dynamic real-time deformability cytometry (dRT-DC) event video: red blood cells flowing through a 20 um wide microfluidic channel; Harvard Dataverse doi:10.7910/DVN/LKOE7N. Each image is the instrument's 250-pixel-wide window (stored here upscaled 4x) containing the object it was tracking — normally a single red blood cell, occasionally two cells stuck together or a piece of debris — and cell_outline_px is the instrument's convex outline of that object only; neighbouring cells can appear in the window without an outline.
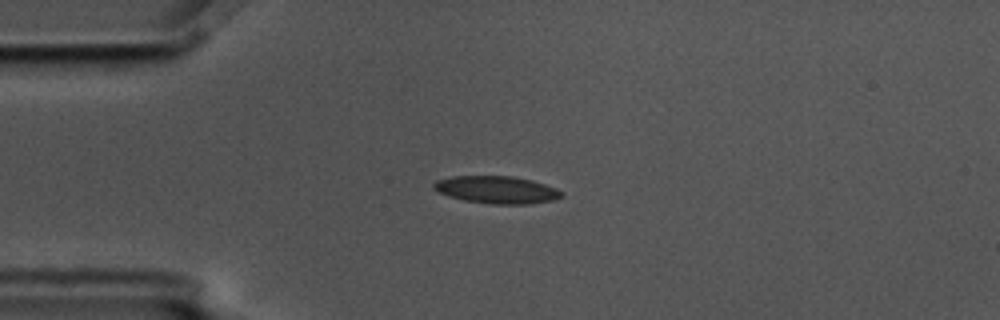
{"species": "common noctule bat (a hibernating species)", "species_latin": "Nyctalus noctula", "temperature_condition": "cold", "stored_images_in_passage": 12, "camera_frame_rate_fps": 3000, "um_per_image_px": 0.085, "animal": {"sex": "male", "body_mass_g": 17.5, "forearm_length_mm": 52.3}, "frame": {"image": 1, "passage_image": 1, "time_ms": 0.0, "image_size_px": [1000, 320], "cell_outline_px": [[564, 196], [552, 200], [528, 204], [492, 204], [464, 200], [448, 196], [432, 188], [432, 184], [436, 180], [452, 176], [512, 176], [532, 180], [556, 188], [564, 192]], "centroid_in_image_um": [42.22, 16.13], "position_along_channel_um": 42.8, "area_um2": 20.46}}
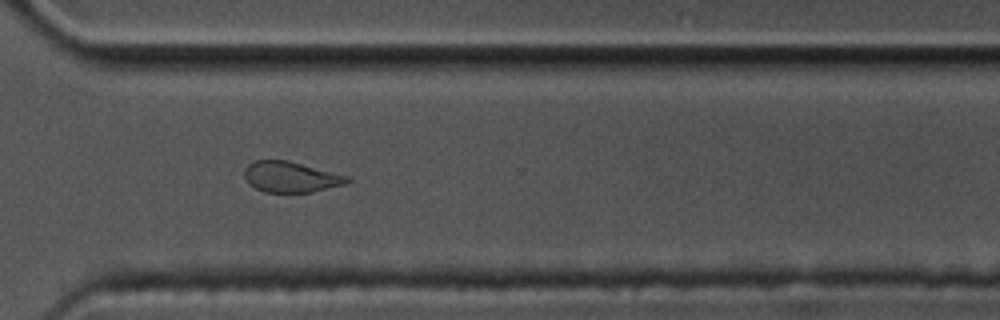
{"frame": {"image": 2, "passage_image": 9, "time_ms": 2.667, "image_size_px": [1000, 320], "cell_outline_px": [[352, 180], [344, 184], [312, 192], [264, 192], [248, 184], [244, 176], [244, 168], [248, 164], [256, 160], [288, 160], [352, 176]], "centroid_in_image_um": [24.74, 15.03], "position_along_channel_um": 345.9, "area_um2": 18.67}}
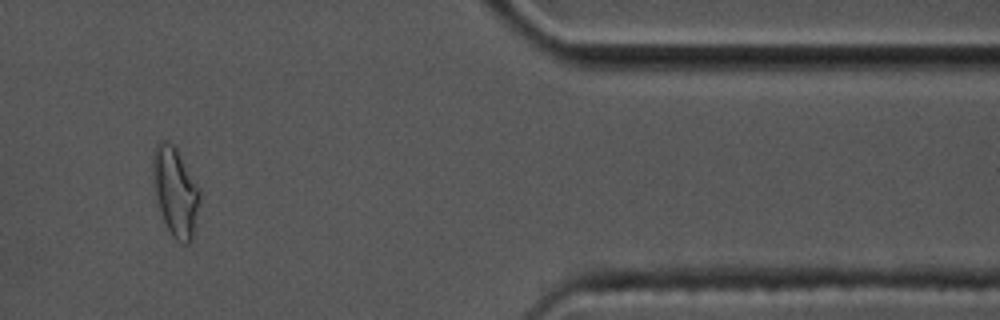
{"frame": {"image": 3, "passage_image": 10, "time_ms": 3.0, "image_size_px": [1000, 320], "cell_outline_px": [[200, 200], [192, 240], [188, 244], [184, 244], [176, 240], [172, 236], [164, 220], [156, 200], [152, 184], [152, 152], [156, 144], [160, 140], [168, 140], [176, 148], [200, 192]], "centroid_in_image_um": [14.86, 16.28], "position_along_channel_um": 396.5, "area_um2": 24.22}}